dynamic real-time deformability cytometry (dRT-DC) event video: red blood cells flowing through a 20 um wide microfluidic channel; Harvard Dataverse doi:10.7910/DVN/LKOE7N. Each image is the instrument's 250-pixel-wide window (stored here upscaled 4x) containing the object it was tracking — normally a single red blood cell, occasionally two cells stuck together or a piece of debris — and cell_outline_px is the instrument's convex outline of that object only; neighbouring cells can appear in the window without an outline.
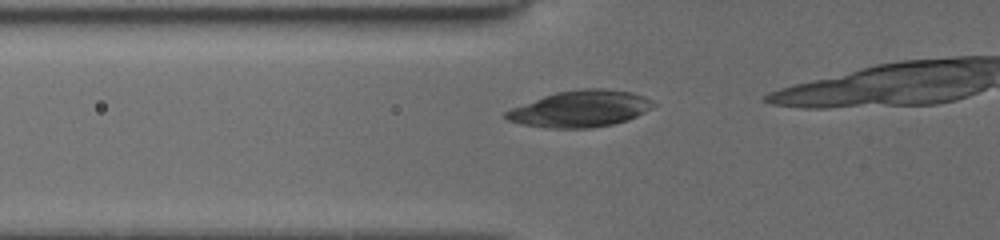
{"species": "common noctule bat (a hibernating species)", "species_latin": "Nyctalus noctula", "temperature_condition": "cold", "stored_images_in_passage": 8, "camera_frame_rate_fps": 3000, "um_per_image_px": 0.085, "animal": {"sex": "female", "body_mass_g": 19.5, "forearm_length_mm": 54.1}, "frame": {"image": 1, "passage_image": 3, "time_ms": 0.333, "image_size_px": [1000, 240], "cell_outline_px": [[656, 104], [652, 108], [628, 120], [612, 124], [592, 128], [548, 128], [520, 124], [508, 120], [504, 116], [504, 112], [512, 108], [544, 96], [556, 92], [580, 88], [600, 88], [632, 92], [644, 96], [652, 100]], "centroid_in_image_um": [49.34, 9.25], "position_along_channel_um": 76.5, "area_um2": 31.33}}